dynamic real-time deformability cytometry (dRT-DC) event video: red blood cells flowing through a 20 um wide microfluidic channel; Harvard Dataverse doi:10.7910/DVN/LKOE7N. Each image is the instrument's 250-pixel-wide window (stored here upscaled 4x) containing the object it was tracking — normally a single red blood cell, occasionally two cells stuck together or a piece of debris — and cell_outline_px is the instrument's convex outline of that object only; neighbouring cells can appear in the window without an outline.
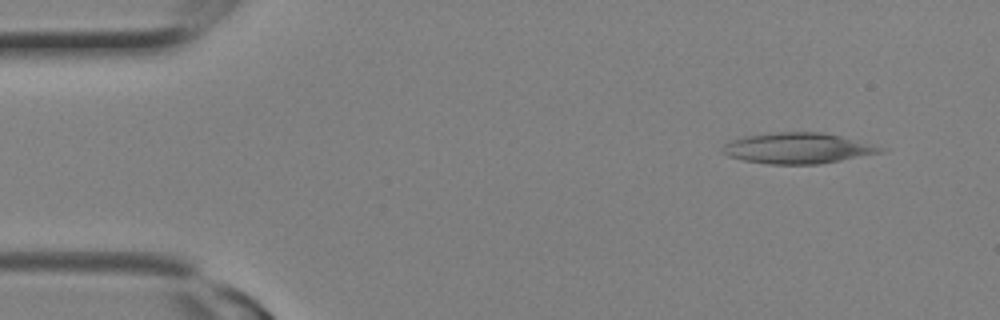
{"species": "Egyptian fruit bat (a non-hibernating species)", "species_latin": "Rousettus aegyptiacus", "temperature_condition": "room temperature", "stored_images_in_passage": 7, "camera_frame_rate_fps": 3000, "um_per_image_px": 0.085, "animal": {"sex": "female"}, "frame": {"image": 1, "passage_image": 1, "time_ms": 0.0, "image_size_px": [1000, 320], "cell_outline_px": [[864, 148], [860, 152], [832, 160], [808, 164], [784, 164], [748, 160], [736, 156], [744, 140], [760, 136], [832, 136]], "centroid_in_image_um": [67.66, 12.69], "position_along_channel_um": 17.3, "area_um2": 20.17}}
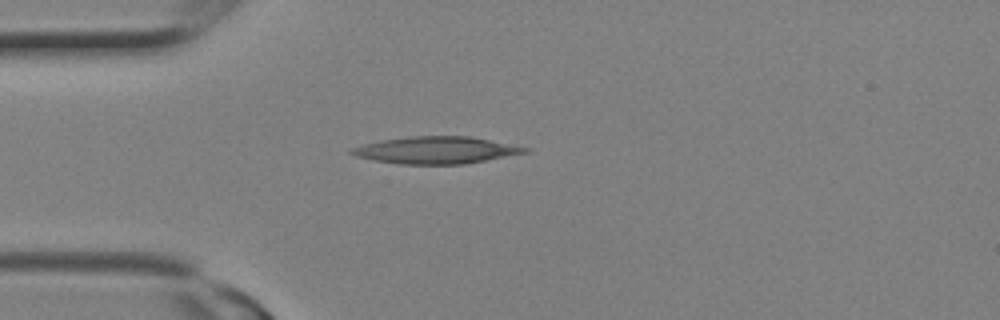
{"frame": {"image": 2, "passage_image": 5, "time_ms": 1.333, "image_size_px": [1000, 320], "cell_outline_px": [[520, 152], [480, 160], [456, 164], [412, 164], [384, 160], [364, 156], [356, 152], [376, 144], [392, 140], [424, 136], [460, 136], [484, 140], [520, 148]], "centroid_in_image_um": [37.18, 12.77], "position_along_channel_um": 47.8, "area_um2": 23.35}}
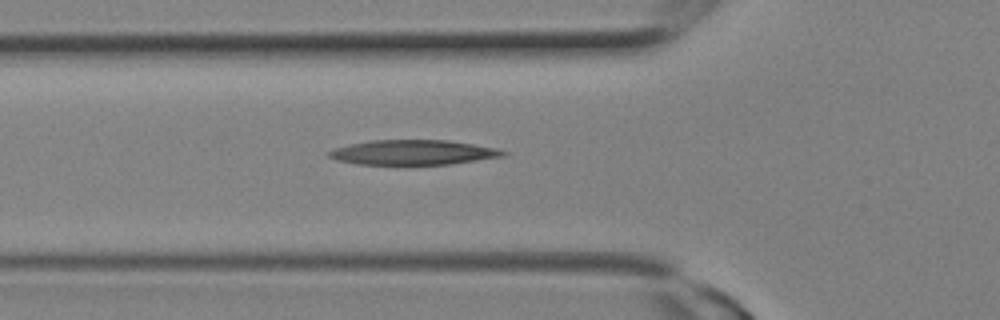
{"frame": {"image": 3, "passage_image": 7, "time_ms": 2.0, "image_size_px": [1000, 320], "cell_outline_px": [[500, 152], [492, 156], [444, 164], [368, 164], [344, 160], [332, 156], [332, 152], [344, 148], [360, 144], [384, 140], [436, 140], [468, 144]], "centroid_in_image_um": [35.03, 12.96], "position_along_channel_um": 90.8, "area_um2": 22.08}}